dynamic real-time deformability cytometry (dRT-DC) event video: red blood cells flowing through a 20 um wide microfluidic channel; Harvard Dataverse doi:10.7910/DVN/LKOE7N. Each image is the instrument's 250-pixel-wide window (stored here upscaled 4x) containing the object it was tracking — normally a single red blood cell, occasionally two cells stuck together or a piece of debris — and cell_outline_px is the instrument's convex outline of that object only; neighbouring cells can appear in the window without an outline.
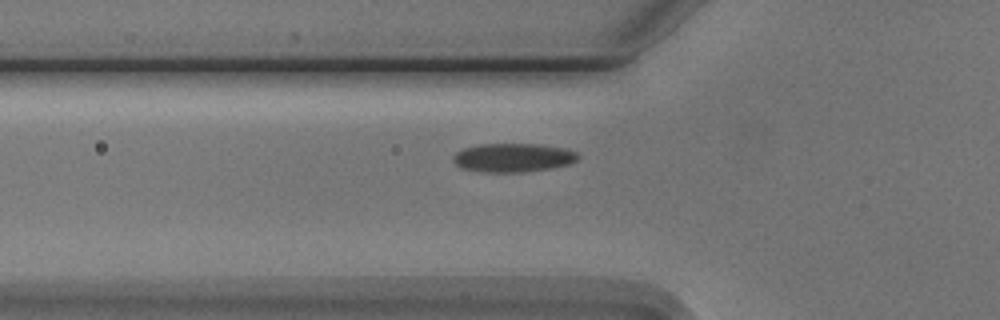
{"species": "Egyptian fruit bat (a non-hibernating species)", "species_latin": "Rousettus aegyptiacus", "temperature_condition": "cold", "stored_images_in_passage": 7, "camera_frame_rate_fps": 3000, "um_per_image_px": 0.085, "animal": {"sex": "male"}, "frame": {"image": 1, "passage_image": 7, "time_ms": 7.667, "image_size_px": [1000, 320], "cell_outline_px": [[580, 156], [576, 160], [568, 164], [552, 168], [524, 172], [484, 172], [460, 168], [452, 160], [452, 156], [456, 152], [464, 148], [480, 144], [540, 144], [564, 148], [576, 152]], "centroid_in_image_um": [43.59, 13.4], "position_along_channel_um": 82.2, "area_um2": 20.98}}